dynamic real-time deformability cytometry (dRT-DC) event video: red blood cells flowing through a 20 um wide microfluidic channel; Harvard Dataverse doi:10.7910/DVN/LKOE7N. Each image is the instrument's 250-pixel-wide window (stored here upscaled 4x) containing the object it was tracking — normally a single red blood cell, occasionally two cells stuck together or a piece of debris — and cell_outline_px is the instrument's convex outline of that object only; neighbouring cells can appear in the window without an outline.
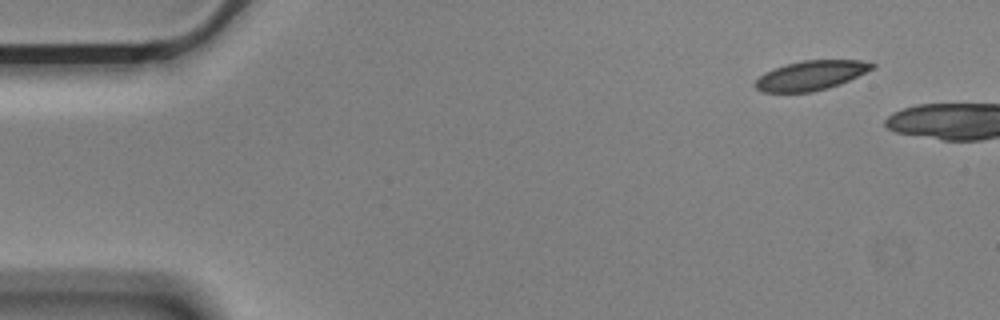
{"species": "Egyptian fruit bat (a non-hibernating species)", "species_latin": "Rousettus aegyptiacus", "temperature_condition": "cold", "stored_images_in_passage": 4, "camera_frame_rate_fps": 3000, "um_per_image_px": 0.085, "animal": {"sex": "male"}, "frame": {"image": 1, "passage_image": 1, "time_ms": 0.0, "image_size_px": [1000, 320], "cell_outline_px": [[876, 68], [840, 84], [828, 88], [812, 92], [764, 92], [756, 88], [752, 84], [764, 72], [788, 64], [804, 60], [860, 60], [876, 64]], "centroid_in_image_um": [68.95, 6.41], "position_along_channel_um": 16.0, "area_um2": 20.06}}